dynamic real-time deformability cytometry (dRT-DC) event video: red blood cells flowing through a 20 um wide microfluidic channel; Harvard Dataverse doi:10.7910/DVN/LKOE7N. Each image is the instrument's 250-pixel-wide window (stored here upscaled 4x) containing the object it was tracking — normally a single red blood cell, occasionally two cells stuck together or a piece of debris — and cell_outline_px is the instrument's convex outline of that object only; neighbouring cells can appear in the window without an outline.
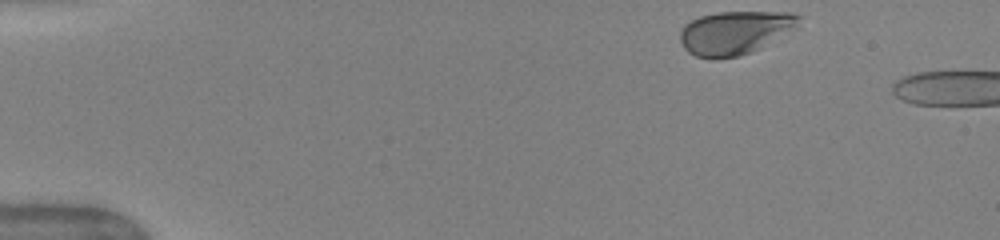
{"species": "human", "species_latin": "Homo sapiens", "temperature_condition": "warm", "stored_images_in_passage": 43, "camera_frame_rate_fps": 3000, "um_per_image_px": 0.085, "donor": {"sex": "female"}, "frame": {"image": 1, "passage_image": 1, "time_ms": 0.0, "image_size_px": [1000, 240], "cell_outline_px": [[800, 16], [788, 28], [760, 48], [752, 52], [740, 56], [696, 56], [688, 52], [684, 48], [680, 40], [680, 32], [684, 24], [700, 16], [720, 12], [792, 12]], "centroid_in_image_um": [62.34, 2.75], "position_along_channel_um": 22.7, "area_um2": 28.61}}
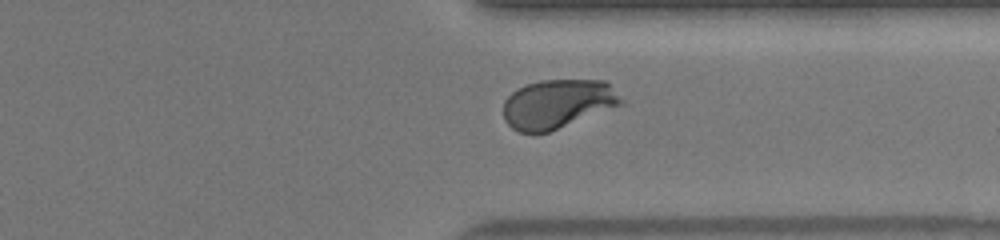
{"frame": {"image": 2, "passage_image": 34, "time_ms": 11.0, "image_size_px": [1000, 240], "cell_outline_px": [[628, 104], [548, 132], [520, 132], [512, 128], [504, 120], [504, 100], [512, 92], [528, 84], [540, 80], [604, 80]], "centroid_in_image_um": [47.45, 8.84], "position_along_channel_um": 363.9, "area_um2": 33.81}}
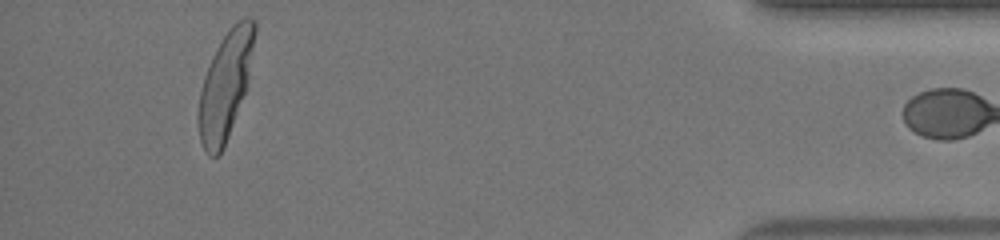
{"frame": {"image": 3, "passage_image": 42, "time_ms": 13.667, "image_size_px": [1000, 240], "cell_outline_px": [[256, 28], [248, 80], [244, 92], [224, 148], [216, 156], [208, 156], [200, 140], [196, 120], [196, 116], [200, 92], [204, 76], [212, 56], [216, 48], [232, 24], [236, 20], [244, 16], [248, 16], [256, 20]], "centroid_in_image_um": [19.13, 7.23], "position_along_channel_um": 416.1, "area_um2": 34.97}}